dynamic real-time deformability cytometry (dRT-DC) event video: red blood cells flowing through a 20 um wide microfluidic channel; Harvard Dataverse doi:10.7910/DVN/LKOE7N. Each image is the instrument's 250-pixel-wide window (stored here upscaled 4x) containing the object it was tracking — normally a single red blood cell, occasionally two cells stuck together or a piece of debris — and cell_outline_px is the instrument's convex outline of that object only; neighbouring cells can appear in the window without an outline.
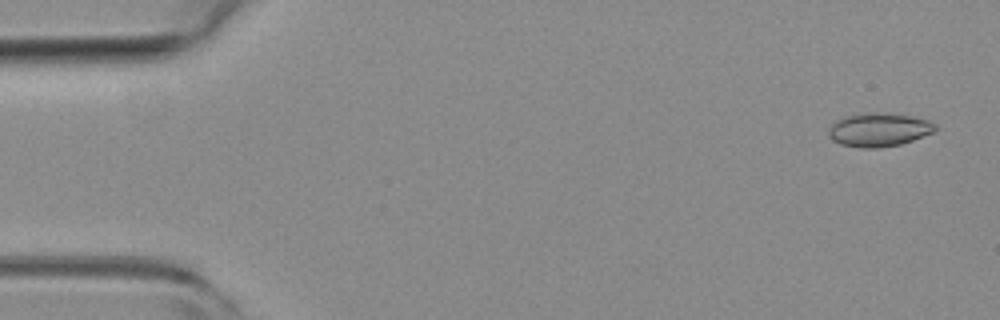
{"species": "common noctule bat (a hibernating species)", "species_latin": "Nyctalus noctula", "temperature_condition": "room temperature", "stored_images_in_passage": 6, "camera_frame_rate_fps": 3000, "um_per_image_px": 0.085, "animal": {"sex": "female", "body_mass_g": 19.3, "forearm_length_mm": 54.1}, "frame": {"image": 1, "passage_image": 1, "time_ms": 0.0, "image_size_px": [1000, 320], "cell_outline_px": [[936, 132], [900, 144], [880, 148], [860, 148], [840, 144], [832, 140], [828, 136], [828, 128], [836, 120], [844, 116], [868, 112], [888, 112], [912, 116], [928, 120], [936, 124]], "centroid_in_image_um": [74.7, 11.02], "position_along_channel_um": 10.3, "area_um2": 21.27}}
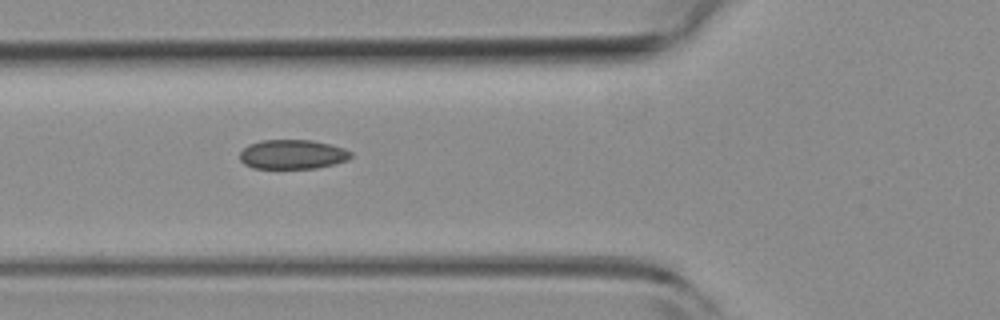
{"frame": {"image": 2, "passage_image": 5, "time_ms": 1.333, "image_size_px": [1000, 320], "cell_outline_px": [[352, 156], [348, 160], [316, 168], [252, 168], [244, 164], [240, 160], [240, 152], [248, 144], [260, 140], [312, 140], [344, 148], [352, 152]], "centroid_in_image_um": [24.84, 13.12], "position_along_channel_um": 101.0, "area_um2": 19.02}}
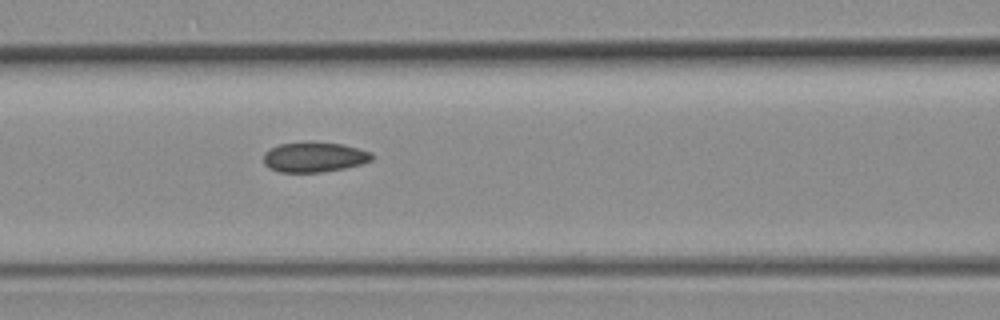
{"frame": {"image": 3, "passage_image": 6, "time_ms": 1.667, "image_size_px": [1000, 320], "cell_outline_px": [[376, 156], [372, 160], [360, 164], [344, 168], [320, 172], [280, 172], [268, 168], [264, 164], [264, 152], [280, 144], [344, 144], [360, 148], [372, 152]], "centroid_in_image_um": [26.75, 13.38], "position_along_channel_um": 139.8, "area_um2": 18.5}}